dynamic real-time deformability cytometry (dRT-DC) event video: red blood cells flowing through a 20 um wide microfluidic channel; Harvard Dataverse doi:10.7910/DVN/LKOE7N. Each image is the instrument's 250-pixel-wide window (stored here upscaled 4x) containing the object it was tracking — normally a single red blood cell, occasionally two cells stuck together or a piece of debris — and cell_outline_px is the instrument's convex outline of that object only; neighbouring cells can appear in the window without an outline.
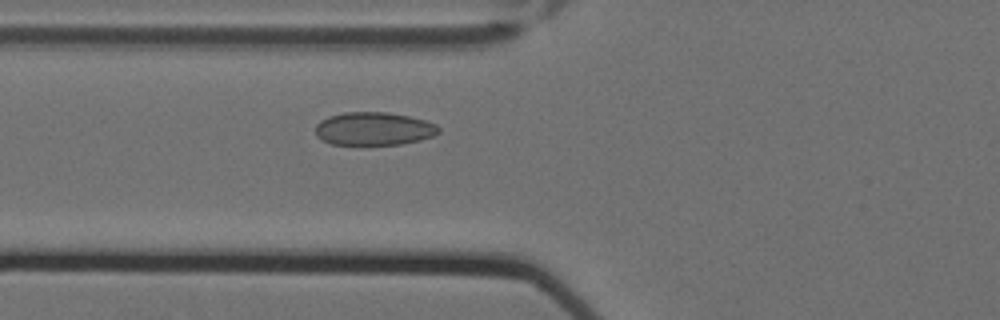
{"species": "Egyptian fruit bat (a non-hibernating species)", "species_latin": "Rousettus aegyptiacus", "temperature_condition": "cold", "stored_images_in_passage": 22, "camera_frame_rate_fps": 3000, "um_per_image_px": 0.085, "animal": {"sex": "female"}, "frame": {"image": 1, "passage_image": 18, "time_ms": 5.667, "image_size_px": [1000, 320], "cell_outline_px": [[440, 132], [432, 136], [420, 140], [400, 144], [332, 144], [320, 140], [316, 136], [316, 124], [320, 120], [328, 116], [344, 112], [388, 112], [408, 116], [424, 120], [436, 124], [440, 128]], "centroid_in_image_um": [31.75, 10.93], "position_along_channel_um": 94.0, "area_um2": 23.81}}